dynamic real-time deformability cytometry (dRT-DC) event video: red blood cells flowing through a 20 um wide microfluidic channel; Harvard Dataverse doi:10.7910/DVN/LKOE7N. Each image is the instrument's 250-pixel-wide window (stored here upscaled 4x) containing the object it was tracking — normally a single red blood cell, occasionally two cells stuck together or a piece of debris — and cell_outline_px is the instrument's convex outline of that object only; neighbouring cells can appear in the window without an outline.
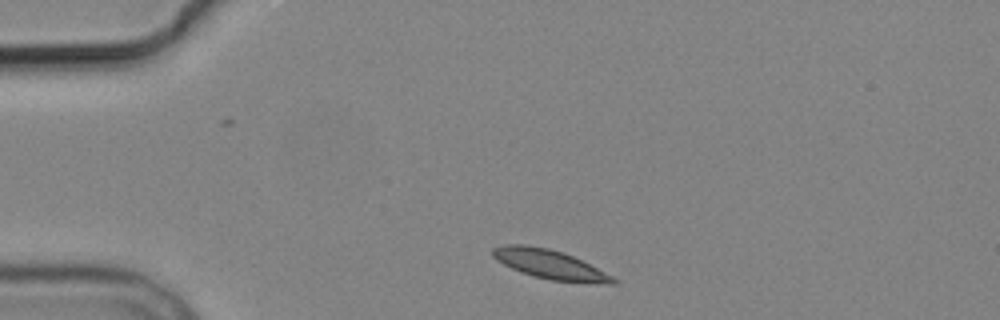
{"species": "common noctule bat (a hibernating species)", "species_latin": "Nyctalus noctula", "temperature_condition": "cold", "stored_images_in_passage": 2, "camera_frame_rate_fps": 3000, "um_per_image_px": 0.085, "animal": {"sex": "male", "body_mass_g": 19.2, "forearm_length_mm": 51.8}, "frame": {"image": 1, "passage_image": 1, "time_ms": 0.0, "image_size_px": [1000, 320], "cell_outline_px": [[620, 280], [616, 284], [608, 284], [548, 280], [520, 272], [496, 260], [492, 256], [492, 248], [504, 244], [524, 244], [548, 248], [572, 256]], "centroid_in_image_um": [46.71, 22.48], "position_along_channel_um": 38.3, "area_um2": 20.35}}